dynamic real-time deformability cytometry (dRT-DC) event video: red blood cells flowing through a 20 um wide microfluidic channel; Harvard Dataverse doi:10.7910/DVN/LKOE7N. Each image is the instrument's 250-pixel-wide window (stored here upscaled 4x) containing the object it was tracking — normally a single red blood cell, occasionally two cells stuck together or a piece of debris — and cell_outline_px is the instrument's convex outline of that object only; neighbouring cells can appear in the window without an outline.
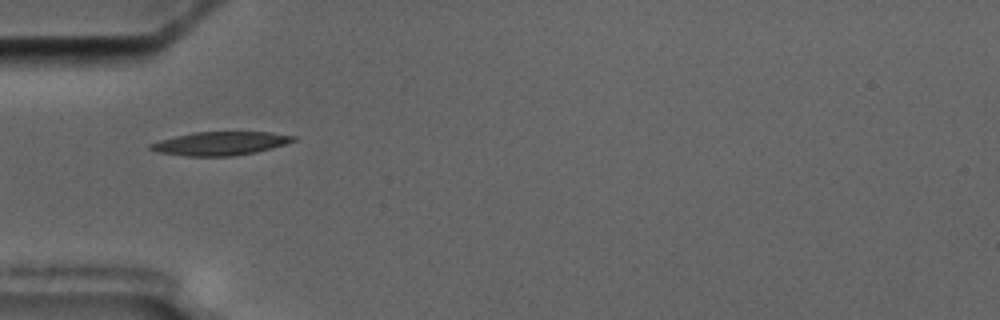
{"species": "common noctule bat (a hibernating species)", "species_latin": "Nyctalus noctula", "temperature_condition": "cold", "stored_images_in_passage": 2, "camera_frame_rate_fps": 3000, "um_per_image_px": 0.085, "animal": {"sex": "male", "body_mass_g": 17.5, "forearm_length_mm": 52.3}, "frame": {"image": 1, "passage_image": 2, "time_ms": 1.0, "image_size_px": [1000, 320], "cell_outline_px": [[296, 140], [272, 148], [256, 152], [232, 156], [184, 156], [156, 152], [148, 148], [148, 144], [160, 140], [176, 136], [196, 132], [272, 132], [296, 136]], "centroid_in_image_um": [18.71, 12.2], "position_along_channel_um": 66.3, "area_um2": 19.59}}